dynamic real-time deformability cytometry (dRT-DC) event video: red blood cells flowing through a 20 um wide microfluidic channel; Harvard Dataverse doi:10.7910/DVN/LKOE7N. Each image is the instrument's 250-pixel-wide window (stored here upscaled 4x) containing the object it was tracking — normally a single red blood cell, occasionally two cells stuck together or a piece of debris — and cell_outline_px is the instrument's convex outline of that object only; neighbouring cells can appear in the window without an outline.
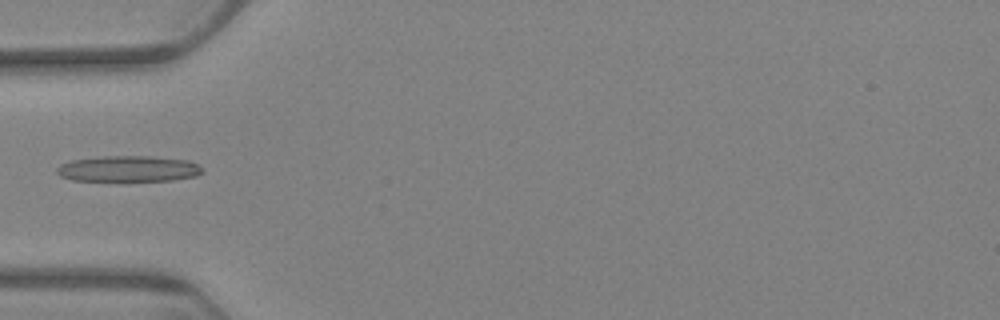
{"species": "Egyptian fruit bat (a non-hibernating species)", "species_latin": "Rousettus aegyptiacus", "temperature_condition": "warm", "stored_images_in_passage": 13, "camera_frame_rate_fps": 3000, "um_per_image_px": 0.085, "animal": {"sex": "female"}, "frame": {"image": 1, "passage_image": 2, "time_ms": 1.333, "image_size_px": [1000, 320], "cell_outline_px": [[204, 172], [196, 176], [172, 180], [72, 180], [60, 176], [56, 172], [56, 168], [60, 164], [72, 160], [104, 156], [152, 156], [188, 160], [196, 164]], "centroid_in_image_um": [10.9, 14.33], "position_along_channel_um": 74.1, "area_um2": 21.79}}
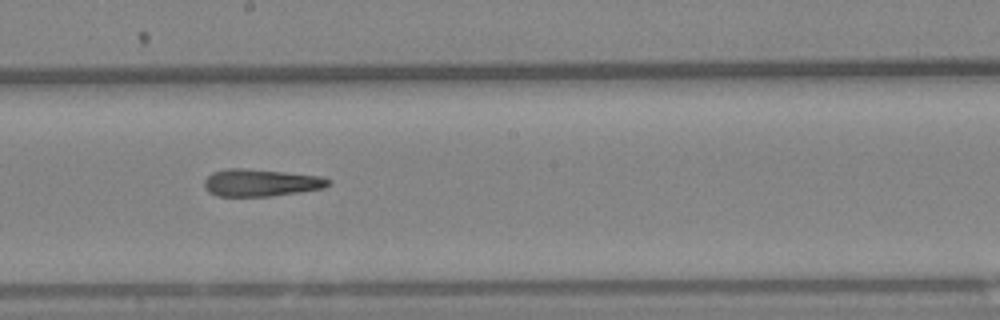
{"frame": {"image": 2, "passage_image": 6, "time_ms": 6.0, "image_size_px": [1000, 320], "cell_outline_px": [[328, 184], [324, 188], [300, 192], [268, 196], [216, 196], [208, 192], [204, 188], [204, 180], [212, 172], [228, 168], [244, 168], [284, 172], [320, 176], [328, 180]], "centroid_in_image_um": [22.1, 15.53], "position_along_channel_um": 226.1, "area_um2": 19.59}}
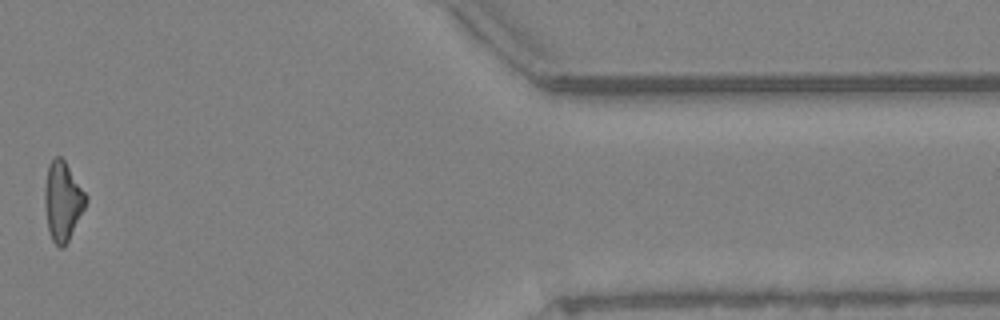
{"frame": {"image": 3, "passage_image": 11, "time_ms": 13.0, "image_size_px": [1000, 320], "cell_outline_px": [[88, 200], [64, 248], [60, 248], [52, 240], [48, 232], [44, 204], [44, 188], [48, 164], [56, 156], [60, 156], [64, 160], [88, 196]], "centroid_in_image_um": [5.31, 17.09], "position_along_channel_um": 406.1, "area_um2": 18.96}}